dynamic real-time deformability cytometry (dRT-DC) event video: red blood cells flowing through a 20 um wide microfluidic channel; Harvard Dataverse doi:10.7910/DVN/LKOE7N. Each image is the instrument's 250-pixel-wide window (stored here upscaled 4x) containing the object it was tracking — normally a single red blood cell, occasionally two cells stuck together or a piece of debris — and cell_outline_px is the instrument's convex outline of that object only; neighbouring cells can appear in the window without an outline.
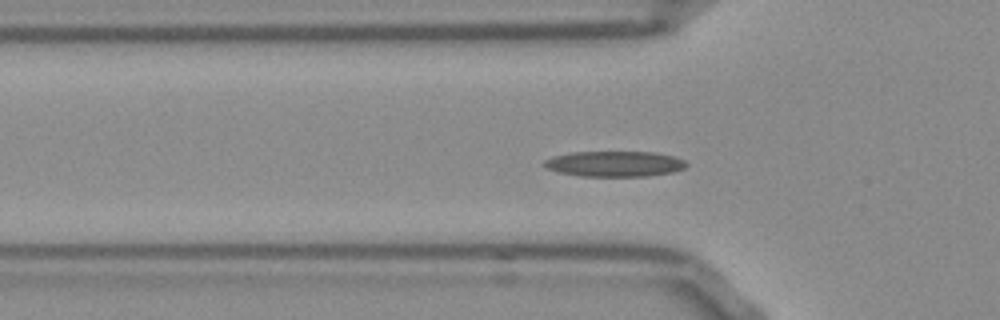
{"species": "Egyptian fruit bat (a non-hibernating species)", "species_latin": "Rousettus aegyptiacus", "temperature_condition": "room temperature", "stored_images_in_passage": 47, "camera_frame_rate_fps": 3000, "um_per_image_px": 0.085, "frame": {"image": 1, "passage_image": 10, "time_ms": 3.0, "image_size_px": [1000, 320], "cell_outline_px": [[688, 164], [684, 168], [672, 172], [648, 176], [580, 176], [560, 172], [548, 168], [544, 164], [544, 160], [552, 156], [572, 152], [656, 152], [672, 156], [684, 160]], "centroid_in_image_um": [52.25, 13.92], "position_along_channel_um": 73.5, "area_um2": 21.04}}
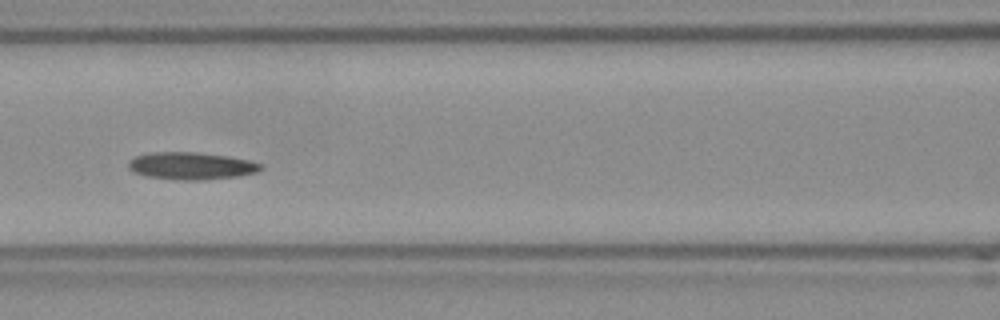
{"frame": {"image": 2, "passage_image": 16, "time_ms": 5.0, "image_size_px": [1000, 320], "cell_outline_px": [[264, 168], [256, 172], [240, 176], [200, 180], [180, 180], [144, 176], [132, 172], [128, 168], [128, 164], [136, 156], [152, 152], [196, 152], [228, 156], [248, 160], [260, 164]], "centroid_in_image_um": [16.24, 14.1], "position_along_channel_um": 150.4, "area_um2": 21.04}}
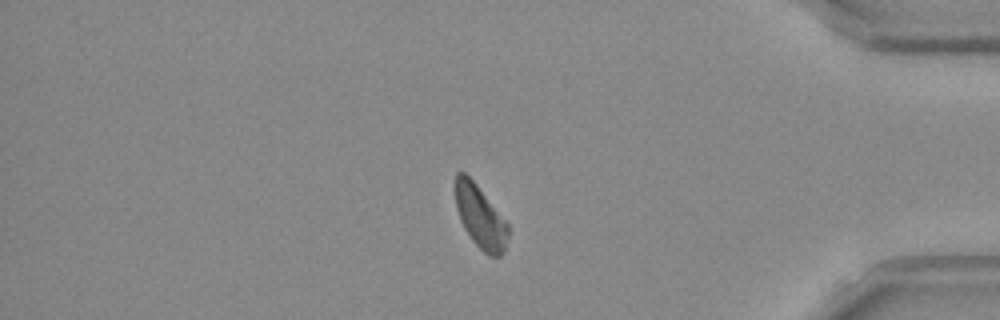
{"frame": {"image": 3, "passage_image": 38, "time_ms": 12.333, "image_size_px": [1000, 320], "cell_outline_px": [[508, 236], [504, 252], [500, 256], [488, 256], [472, 240], [464, 228], [460, 220], [456, 208], [456, 172], [464, 172], [476, 184], [508, 224]], "centroid_in_image_um": [40.82, 18.46], "position_along_channel_um": 394.4, "area_um2": 18.9}}